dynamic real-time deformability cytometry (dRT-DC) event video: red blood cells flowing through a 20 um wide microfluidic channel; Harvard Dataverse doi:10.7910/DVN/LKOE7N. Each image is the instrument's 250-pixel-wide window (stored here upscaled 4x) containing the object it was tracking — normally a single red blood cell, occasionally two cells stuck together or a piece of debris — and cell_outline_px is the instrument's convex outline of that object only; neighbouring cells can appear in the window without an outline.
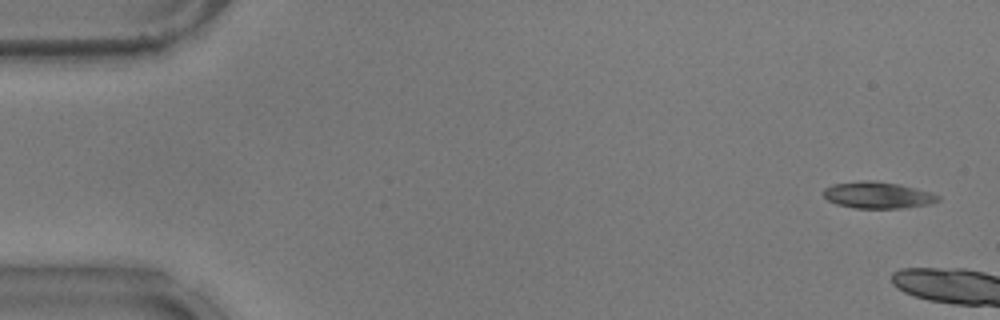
{"species": "common noctule bat (a hibernating species)", "species_latin": "Nyctalus noctula", "temperature_condition": "warm", "stored_images_in_passage": 5, "camera_frame_rate_fps": 3000, "um_per_image_px": 0.085, "animal": {"sex": "male", "body_mass_g": 17.9}, "frame": {"image": 1, "passage_image": 2, "time_ms": 0.333, "image_size_px": [1000, 320], "cell_outline_px": [[940, 200], [928, 204], [900, 208], [856, 208], [836, 204], [828, 200], [824, 196], [824, 188], [832, 184], [860, 180], [868, 180], [900, 184], [916, 188], [940, 196]], "centroid_in_image_um": [74.57, 16.58], "position_along_channel_um": 10.4, "area_um2": 17.63}}